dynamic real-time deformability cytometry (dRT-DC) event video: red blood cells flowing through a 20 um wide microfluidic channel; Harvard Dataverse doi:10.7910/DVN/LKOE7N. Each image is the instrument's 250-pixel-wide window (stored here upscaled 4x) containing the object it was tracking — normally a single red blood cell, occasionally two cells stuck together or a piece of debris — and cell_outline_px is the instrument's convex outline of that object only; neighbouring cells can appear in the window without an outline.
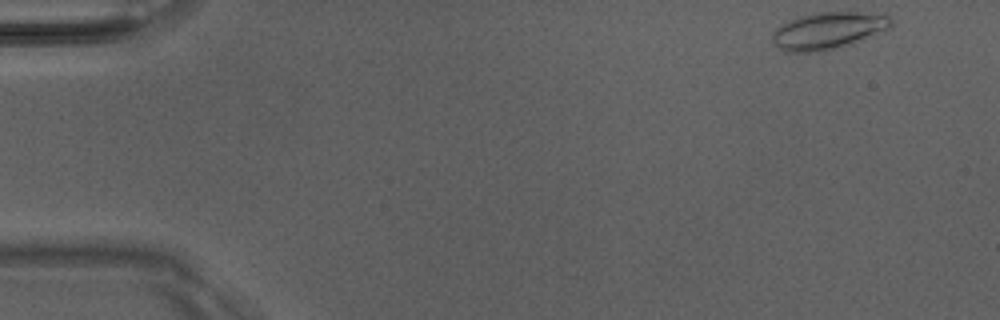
{"species": "Egyptian fruit bat (a non-hibernating species)", "species_latin": "Rousettus aegyptiacus", "temperature_condition": "room temperature", "stored_images_in_passage": 48, "camera_frame_rate_fps": 3000, "um_per_image_px": 0.085, "animal": {"sex": "male"}, "frame": {"image": 1, "passage_image": 1, "time_ms": 0.0, "image_size_px": [1000, 320], "cell_outline_px": [[892, 24], [888, 28], [852, 44], [820, 52], [788, 52], [772, 44], [772, 32], [776, 28], [788, 20], [812, 12], [856, 12], [888, 16], [892, 20]], "centroid_in_image_um": [70.32, 2.61], "position_along_channel_um": 14.7, "area_um2": 25.49}}
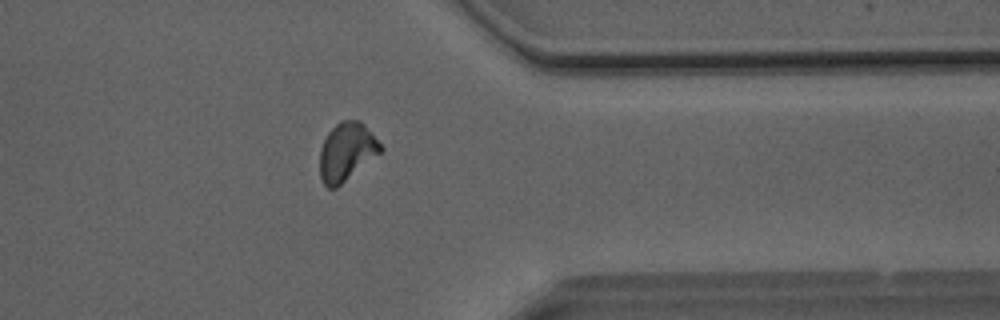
{"frame": {"image": 2, "passage_image": 38, "time_ms": 12.333, "image_size_px": [1000, 320], "cell_outline_px": [[384, 148], [380, 152], [336, 188], [328, 188], [324, 184], [320, 176], [320, 148], [328, 132], [340, 120], [360, 120], [364, 124]], "centroid_in_image_um": [29.44, 12.88], "position_along_channel_um": 382.0, "area_um2": 20.29}}
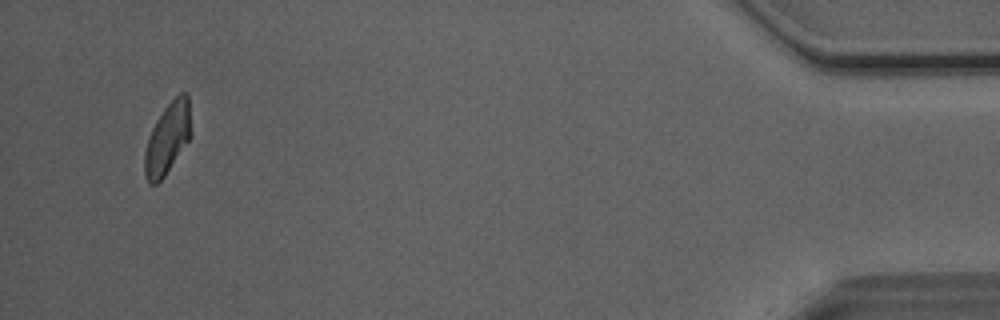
{"frame": {"image": 3, "passage_image": 46, "time_ms": 15.0, "image_size_px": [1000, 320], "cell_outline_px": [[192, 136], [164, 176], [156, 184], [148, 184], [144, 176], [144, 152], [148, 136], [156, 120], [164, 108], [180, 92], [184, 92], [188, 96]], "centroid_in_image_um": [14.23, 11.78], "position_along_channel_um": 421.0, "area_um2": 19.36}, "authors_computed_cell_mechanics": {"area_um2": 20.2589, "velocity_mm_per_s": 4.0591, "shape_relaxation_time_tau1_ms": 4.1682, "shape_relaxation_time_tau2_ms": 2.2185, "deformation_change_tau1": 0.1389, "deformation_change_tau2": 0.09}}